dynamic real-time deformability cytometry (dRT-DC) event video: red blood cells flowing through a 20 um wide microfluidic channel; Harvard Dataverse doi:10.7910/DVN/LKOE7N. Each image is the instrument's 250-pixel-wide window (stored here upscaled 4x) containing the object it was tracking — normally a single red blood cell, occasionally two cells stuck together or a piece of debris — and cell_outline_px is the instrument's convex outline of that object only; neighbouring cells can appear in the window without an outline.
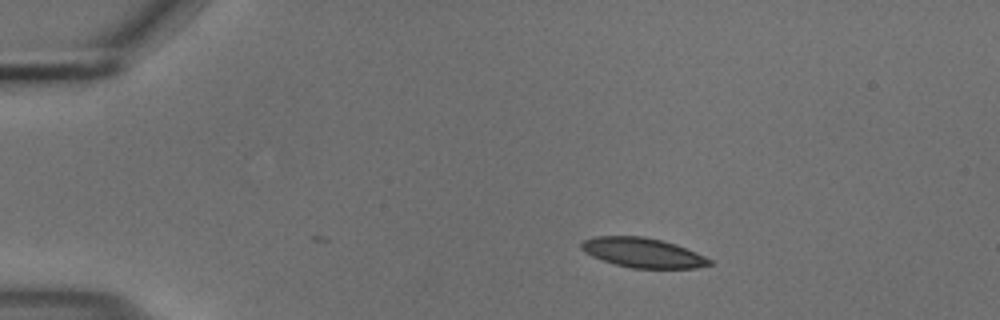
{"species": "common noctule bat (a hibernating species)", "species_latin": "Nyctalus noctula", "temperature_condition": "cold", "stored_images_in_passage": 38, "camera_frame_rate_fps": 3000, "um_per_image_px": 0.085, "animal": {"sex": "male", "body_mass_g": 18.8}, "frame": {"image": 1, "passage_image": 1, "time_ms": 0.0, "image_size_px": [1000, 320], "cell_outline_px": [[712, 264], [696, 268], [632, 268], [616, 264], [592, 256], [584, 252], [580, 248], [580, 244], [584, 240], [596, 236], [644, 236], [676, 244], [696, 252], [712, 260]], "centroid_in_image_um": [54.64, 21.47], "position_along_channel_um": 30.4, "area_um2": 22.02}}
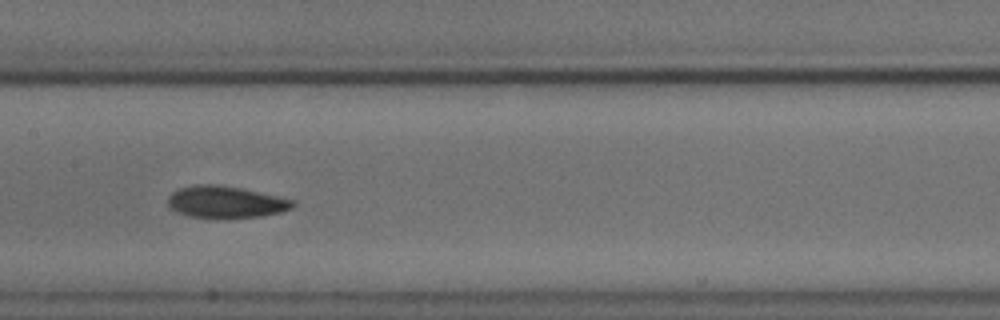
{"frame": {"image": 2, "passage_image": 19, "time_ms": 6.0, "image_size_px": [1000, 320], "cell_outline_px": [[296, 204], [292, 208], [280, 212], [260, 216], [188, 216], [176, 212], [168, 208], [168, 196], [172, 192], [180, 188], [196, 184], [216, 184], [240, 188], [276, 196], [292, 200]], "centroid_in_image_um": [19.13, 17.14], "position_along_channel_um": 188.3, "area_um2": 22.54}}
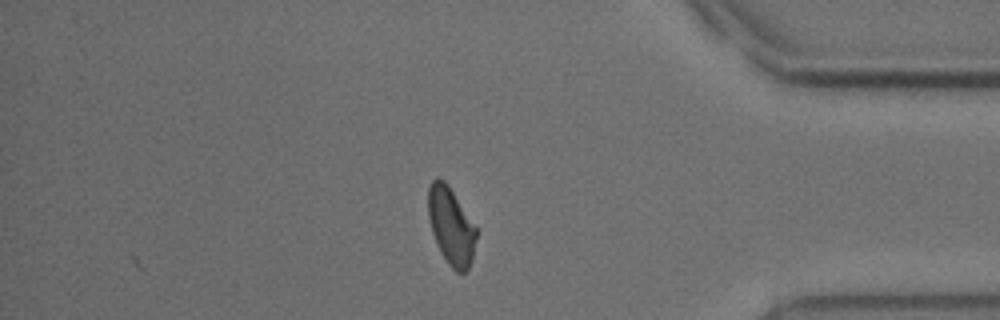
{"frame": {"image": 3, "passage_image": 38, "time_ms": 12.333, "image_size_px": [1000, 320], "cell_outline_px": [[476, 236], [472, 260], [468, 268], [464, 272], [456, 272], [448, 264], [440, 252], [432, 232], [428, 216], [428, 188], [432, 180], [436, 176], [444, 180], [448, 184], [476, 228]], "centroid_in_image_um": [38.31, 19.2], "position_along_channel_um": 396.9, "area_um2": 21.5}, "authors_computed_cell_mechanics": {"area_um2": 22.5131, "velocity_mm_per_s": 3.6877, "shape_relaxation_time_tau1_ms": 4.0467, "shape_relaxation_time_tau2_ms": 2.8157, "deformation_change_tau1": 0.1142, "deformation_change_tau2": 0.0773}}